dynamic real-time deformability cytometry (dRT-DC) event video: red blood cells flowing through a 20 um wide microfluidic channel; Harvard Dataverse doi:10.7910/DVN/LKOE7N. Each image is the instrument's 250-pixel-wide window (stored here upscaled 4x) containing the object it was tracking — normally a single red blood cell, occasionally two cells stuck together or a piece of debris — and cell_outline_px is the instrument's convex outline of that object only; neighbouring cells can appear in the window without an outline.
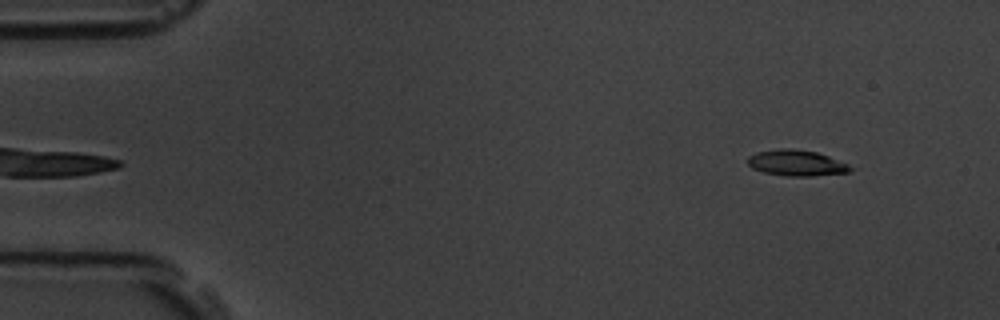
{"species": "common noctule bat (a hibernating species)", "species_latin": "Nyctalus noctula", "temperature_condition": "room temperature", "stored_images_in_passage": 54, "camera_frame_rate_fps": 3000, "um_per_image_px": 0.085, "animal": {"sex": "male", "body_mass_g": 19.5, "forearm_length_mm": 54.6}, "frame": {"image": 1, "passage_image": 2, "time_ms": 0.333, "image_size_px": [1000, 320], "cell_outline_px": [[856, 168], [852, 172], [812, 176], [788, 176], [764, 172], [752, 168], [748, 164], [748, 156], [756, 152], [780, 148], [792, 148], [816, 152], [828, 156], [848, 164]], "centroid_in_image_um": [67.73, 13.85], "position_along_channel_um": 17.3, "area_um2": 15.61}}
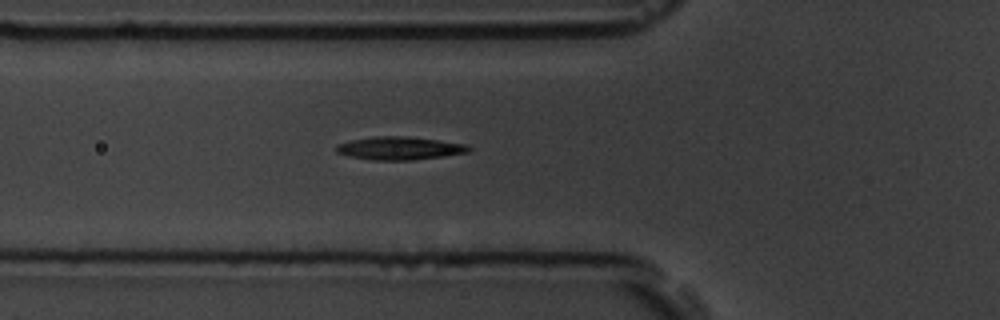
{"frame": {"image": 2, "passage_image": 17, "time_ms": 5.333, "image_size_px": [1000, 320], "cell_outline_px": [[472, 148], [468, 152], [444, 156], [412, 160], [372, 160], [348, 156], [336, 152], [336, 144], [352, 140], [376, 136], [408, 136], [464, 144]], "centroid_in_image_um": [33.93, 12.6], "position_along_channel_um": 91.9, "area_um2": 17.69}}
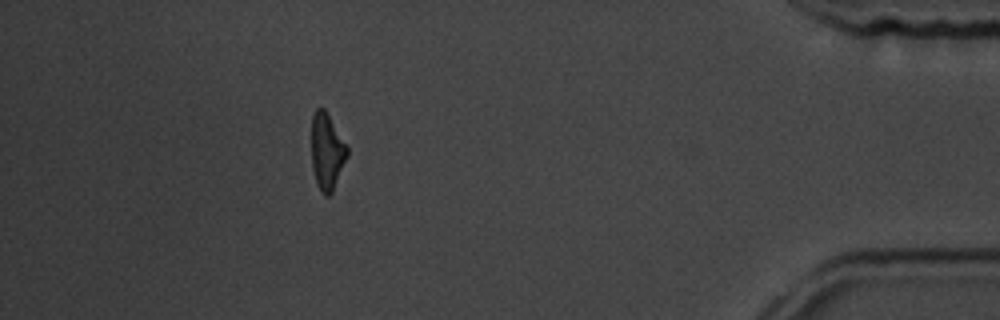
{"frame": {"image": 3, "passage_image": 48, "time_ms": 15.667, "image_size_px": [1000, 320], "cell_outline_px": [[348, 156], [332, 192], [328, 196], [324, 196], [316, 184], [312, 168], [312, 116], [316, 108], [324, 108], [348, 148]], "centroid_in_image_um": [27.78, 12.91], "position_along_channel_um": 407.4, "area_um2": 15.78}, "authors_computed_cell_mechanics": {"area_um2": 16.762, "velocity_mm_per_s": 3.5545, "shape_relaxation_time_tau1_ms": 3.8678, "shape_relaxation_time_tau2_ms": 5.1203, "deformation_change_tau1": 0.134, "deformation_change_tau2": 0.1531}}